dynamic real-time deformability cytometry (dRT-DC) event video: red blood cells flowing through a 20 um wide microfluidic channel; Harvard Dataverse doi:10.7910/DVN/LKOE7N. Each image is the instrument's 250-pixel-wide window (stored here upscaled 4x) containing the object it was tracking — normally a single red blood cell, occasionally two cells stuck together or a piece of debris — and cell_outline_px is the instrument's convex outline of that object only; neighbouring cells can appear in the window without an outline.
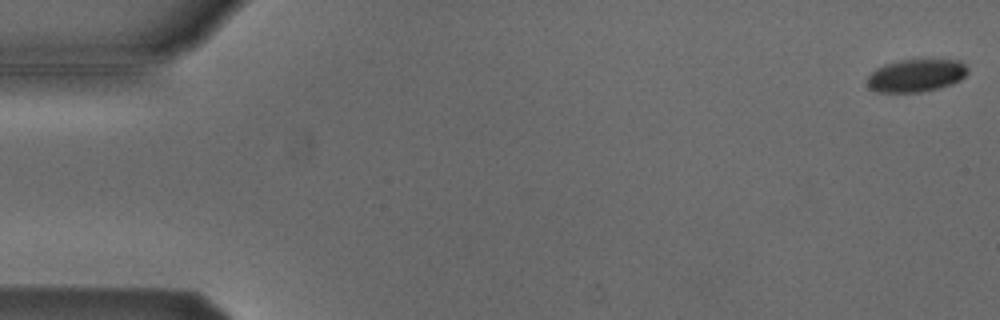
{"species": "Egyptian fruit bat (a non-hibernating species)", "species_latin": "Rousettus aegyptiacus", "temperature_condition": "cold", "stored_images_in_passage": 9, "camera_frame_rate_fps": 3000, "um_per_image_px": 0.085, "animal": {"sex": "male"}, "frame": {"image": 1, "passage_image": 1, "time_ms": 0.0, "image_size_px": [1000, 320], "cell_outline_px": [[968, 72], [960, 80], [952, 84], [920, 92], [876, 92], [868, 88], [868, 76], [876, 68], [884, 64], [900, 60], [960, 60], [968, 68]], "centroid_in_image_um": [77.85, 6.42], "position_along_channel_um": 7.1, "area_um2": 19.07}}